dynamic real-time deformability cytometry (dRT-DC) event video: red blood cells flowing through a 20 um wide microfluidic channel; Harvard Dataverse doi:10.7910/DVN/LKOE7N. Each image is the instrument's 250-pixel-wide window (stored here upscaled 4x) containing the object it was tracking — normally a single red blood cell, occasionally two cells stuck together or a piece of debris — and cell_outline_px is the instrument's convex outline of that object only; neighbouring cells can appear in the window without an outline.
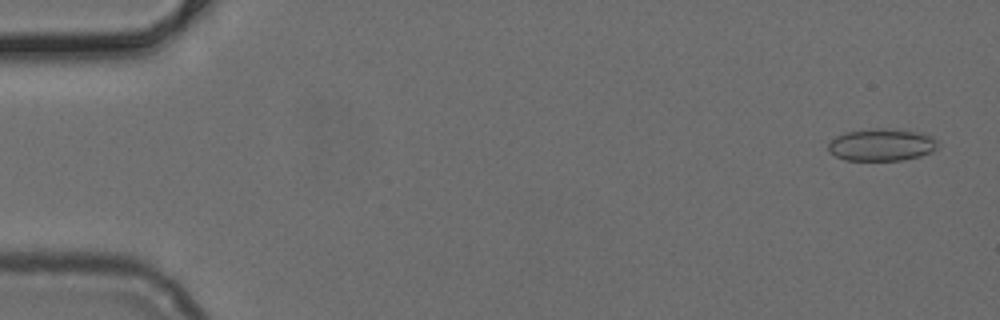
{"species": "common noctule bat (a hibernating species)", "species_latin": "Nyctalus noctula", "temperature_condition": "cold", "stored_images_in_passage": 50, "camera_frame_rate_fps": 3000, "um_per_image_px": 0.085, "animal": {"sex": "female", "body_mass_g": 24.6, "forearm_length_mm": 56.2}, "frame": {"image": 1, "passage_image": 2, "time_ms": 0.333, "image_size_px": [1000, 320], "cell_outline_px": [[936, 148], [932, 152], [920, 156], [900, 160], [844, 160], [828, 152], [828, 144], [836, 136], [844, 132], [872, 128], [892, 128], [924, 132], [932, 136], [936, 140]], "centroid_in_image_um": [74.93, 12.29], "position_along_channel_um": 10.1, "area_um2": 20.87}}
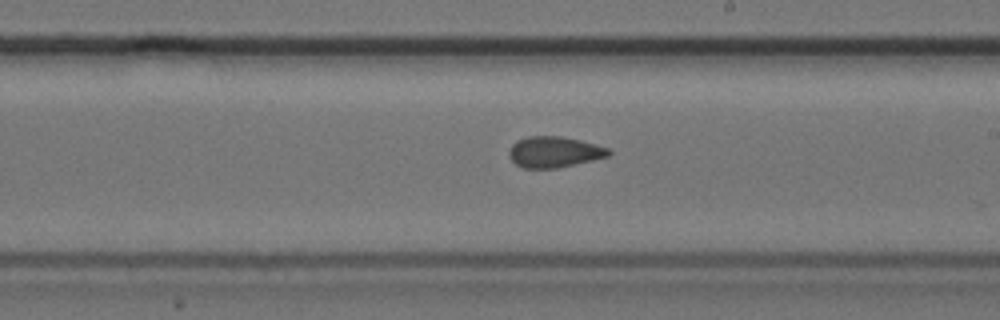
{"frame": {"image": 2, "passage_image": 29, "time_ms": 9.333, "image_size_px": [1000, 320], "cell_outline_px": [[612, 152], [608, 156], [592, 160], [556, 168], [524, 168], [516, 164], [508, 156], [508, 152], [512, 144], [516, 140], [528, 136], [560, 136], [580, 140], [608, 148]], "centroid_in_image_um": [47.07, 12.91], "position_along_channel_um": 241.9, "area_um2": 17.86}}
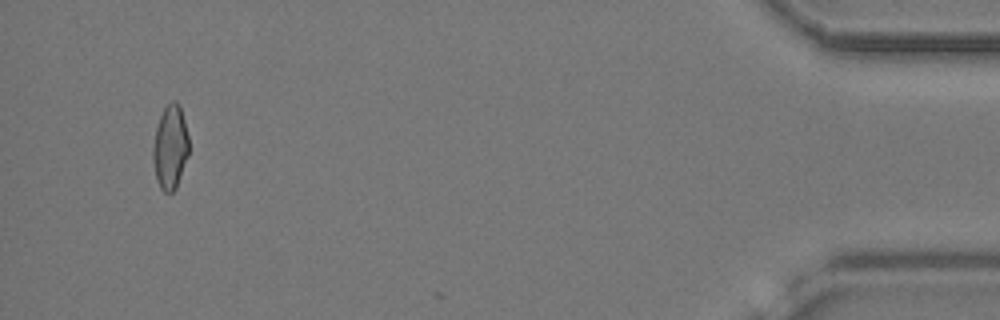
{"frame": {"image": 3, "passage_image": 48, "time_ms": 15.667, "image_size_px": [1000, 320], "cell_outline_px": [[188, 156], [176, 188], [172, 192], [164, 192], [160, 188], [156, 180], [152, 160], [152, 148], [156, 128], [160, 116], [164, 108], [172, 100], [176, 100], [180, 104], [188, 136]], "centroid_in_image_um": [14.46, 12.51], "position_along_channel_um": 420.7, "area_um2": 17.69}}